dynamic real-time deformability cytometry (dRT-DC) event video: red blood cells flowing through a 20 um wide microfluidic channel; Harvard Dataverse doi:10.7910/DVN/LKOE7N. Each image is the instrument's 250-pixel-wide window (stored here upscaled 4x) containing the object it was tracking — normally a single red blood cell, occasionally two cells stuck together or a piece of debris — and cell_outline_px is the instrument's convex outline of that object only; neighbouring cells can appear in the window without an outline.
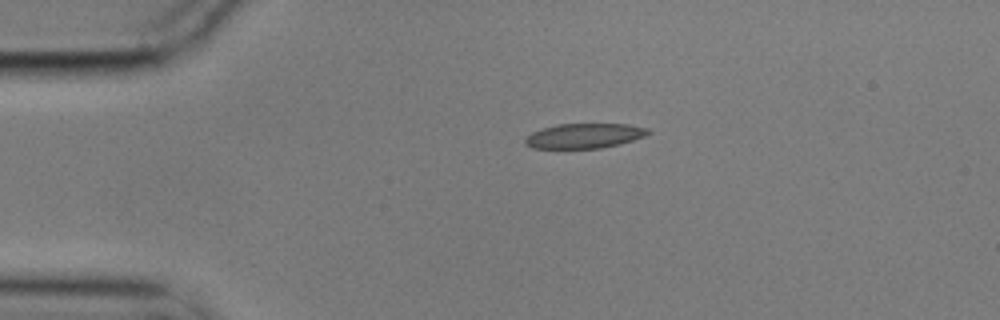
{"species": "common noctule bat (a hibernating species)", "species_latin": "Nyctalus noctula", "temperature_condition": "cold", "stored_images_in_passage": 2, "camera_frame_rate_fps": 3000, "um_per_image_px": 0.085, "animal": {"sex": "male", "body_mass_g": 17.9}, "frame": {"image": 1, "passage_image": 1, "time_ms": 0.0, "image_size_px": [1000, 320], "cell_outline_px": [[652, 132], [644, 136], [620, 144], [600, 148], [532, 148], [524, 144], [524, 140], [532, 132], [556, 124], [628, 124], [648, 128]], "centroid_in_image_um": [49.67, 11.54], "position_along_channel_um": 35.3, "area_um2": 17.74}}